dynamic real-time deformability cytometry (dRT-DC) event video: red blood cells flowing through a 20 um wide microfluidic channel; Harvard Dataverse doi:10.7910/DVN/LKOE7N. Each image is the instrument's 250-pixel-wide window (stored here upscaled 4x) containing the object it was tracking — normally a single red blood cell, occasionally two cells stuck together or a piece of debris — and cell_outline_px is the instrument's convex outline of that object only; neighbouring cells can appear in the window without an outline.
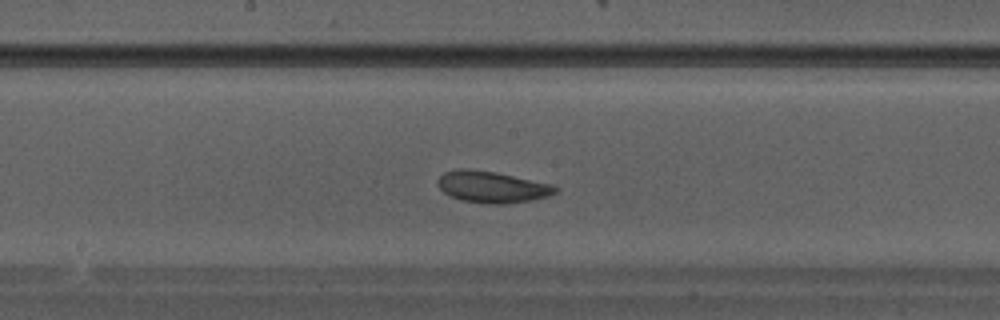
{"species": "Egyptian fruit bat (a non-hibernating species)", "species_latin": "Rousettus aegyptiacus", "temperature_condition": "warm", "stored_images_in_passage": 31, "camera_frame_rate_fps": 3000, "um_per_image_px": 0.085, "animal": {"sex": "male"}, "frame": {"image": 1, "passage_image": 14, "time_ms": 4.333, "image_size_px": [1000, 320], "cell_outline_px": [[560, 192], [548, 196], [532, 200], [504, 204], [488, 204], [460, 200], [444, 192], [436, 184], [436, 180], [444, 172], [456, 168], [468, 168], [496, 172], [556, 184], [560, 188]], "centroid_in_image_um": [41.88, 15.88], "position_along_channel_um": 206.3, "area_um2": 22.14}}